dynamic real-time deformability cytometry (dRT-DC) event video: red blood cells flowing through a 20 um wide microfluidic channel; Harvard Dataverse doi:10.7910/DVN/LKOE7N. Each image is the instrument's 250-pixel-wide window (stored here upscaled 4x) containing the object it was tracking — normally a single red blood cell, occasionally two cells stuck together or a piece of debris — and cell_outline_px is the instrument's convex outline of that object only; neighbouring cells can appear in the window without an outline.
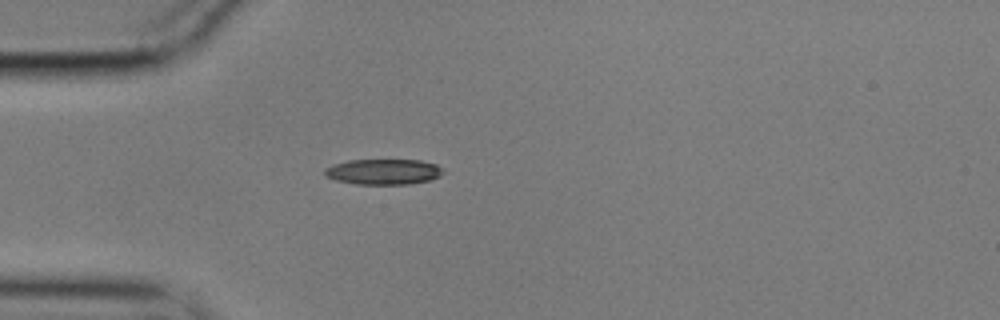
{"species": "common noctule bat (a hibernating species)", "species_latin": "Nyctalus noctula", "temperature_condition": "cold", "stored_images_in_passage": 42, "camera_frame_rate_fps": 3000, "um_per_image_px": 0.085, "animal": {"sex": "male", "body_mass_g": 17.9}, "frame": {"image": 1, "passage_image": 1, "time_ms": 0.0, "image_size_px": [1000, 320], "cell_outline_px": [[444, 172], [440, 176], [428, 180], [408, 184], [356, 184], [336, 180], [324, 176], [324, 168], [332, 164], [348, 160], [420, 160], [436, 164], [444, 168]], "centroid_in_image_um": [32.58, 14.59], "position_along_channel_um": 52.4, "area_um2": 17.74}}
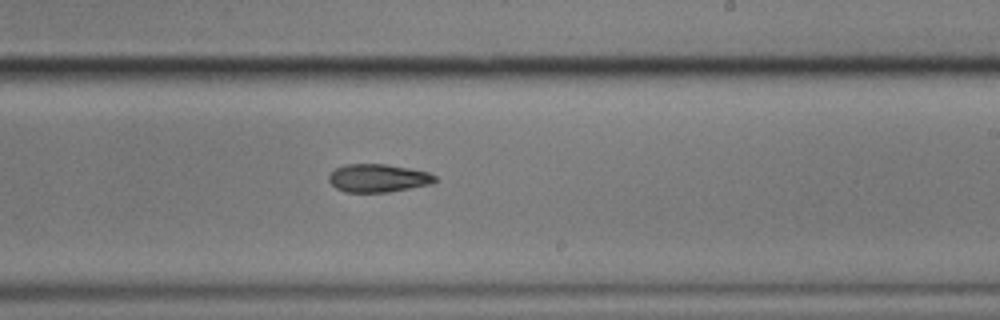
{"frame": {"image": 2, "passage_image": 19, "time_ms": 6.0, "image_size_px": [1000, 320], "cell_outline_px": [[436, 180], [432, 184], [388, 192], [344, 192], [336, 188], [328, 180], [328, 176], [336, 168], [344, 164], [384, 164], [408, 168], [428, 172], [436, 176]], "centroid_in_image_um": [32.12, 15.14], "position_along_channel_um": 256.9, "area_um2": 17.34}}
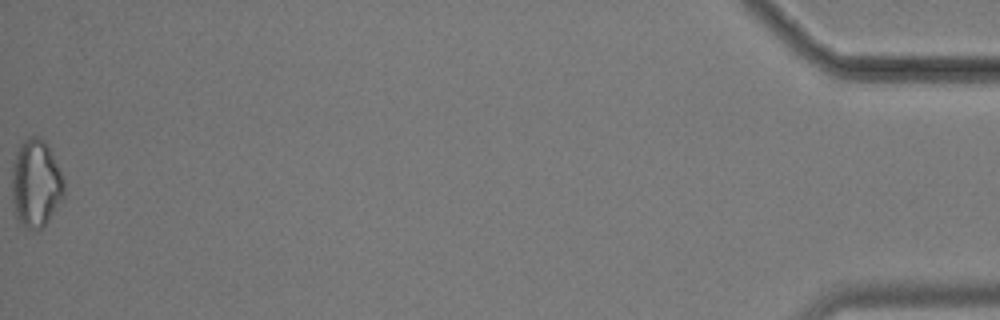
{"frame": {"image": 3, "passage_image": 42, "time_ms": 13.667, "image_size_px": [1000, 320], "cell_outline_px": [[64, 196], [48, 220], [40, 228], [24, 228], [16, 220], [12, 200], [12, 164], [16, 152], [20, 144], [24, 140], [32, 136], [40, 136], [44, 140], [64, 180]], "centroid_in_image_um": [3.01, 15.6], "position_along_channel_um": 432.2, "area_um2": 26.47}}